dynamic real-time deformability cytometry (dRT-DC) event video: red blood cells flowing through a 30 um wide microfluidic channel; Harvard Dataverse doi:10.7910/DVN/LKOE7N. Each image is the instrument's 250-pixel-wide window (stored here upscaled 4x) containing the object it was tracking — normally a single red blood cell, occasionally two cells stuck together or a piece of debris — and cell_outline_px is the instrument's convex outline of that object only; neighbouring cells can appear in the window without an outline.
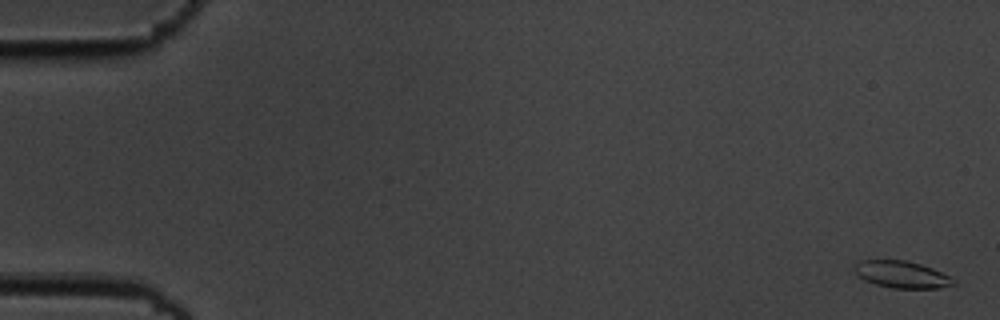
{"species": "common noctule bat (a hibernating species)", "species_latin": "Nyctalus noctula", "temperature_condition": "cold", "stored_images_in_passage": 15, "camera_frame_rate_fps": 3000, "um_per_image_px": 0.085, "animal": {"sex": "male", "body_mass_g": 19.5, "forearm_length_mm": 54.6}, "frame": {"image": 1, "passage_image": 1, "time_ms": 0.0, "image_size_px": [1000, 320], "cell_outline_px": [[956, 284], [940, 288], [892, 288], [876, 284], [864, 280], [852, 268], [860, 260], [904, 260], [920, 264], [932, 268], [956, 280]], "centroid_in_image_um": [76.65, 23.33], "position_along_channel_um": 8.4, "area_um2": 15.43}}
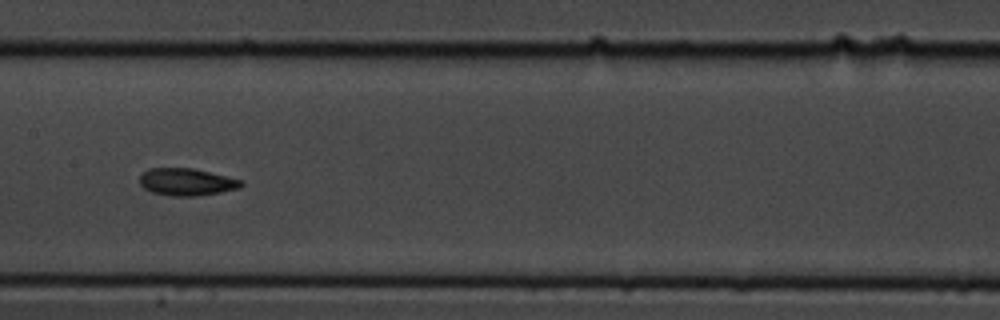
{"frame": {"image": 2, "passage_image": 8, "time_ms": 2.333, "image_size_px": [1000, 320], "cell_outline_px": [[244, 184], [240, 188], [200, 196], [172, 196], [152, 192], [144, 188], [140, 184], [140, 176], [148, 168], [192, 168], [244, 180]], "centroid_in_image_um": [15.89, 15.47], "position_along_channel_um": 191.5, "area_um2": 16.18}}
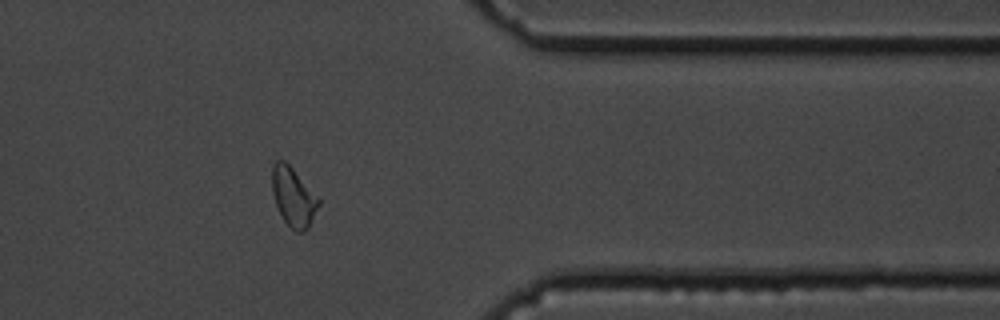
{"frame": {"image": 3, "passage_image": 13, "time_ms": 4.0, "image_size_px": [1000, 320], "cell_outline_px": [[320, 204], [308, 228], [304, 232], [296, 232], [284, 220], [276, 204], [272, 192], [272, 164], [276, 160], [284, 160], [292, 168], [320, 200]], "centroid_in_image_um": [24.93, 16.74], "position_along_channel_um": 386.5, "area_um2": 15.72}}